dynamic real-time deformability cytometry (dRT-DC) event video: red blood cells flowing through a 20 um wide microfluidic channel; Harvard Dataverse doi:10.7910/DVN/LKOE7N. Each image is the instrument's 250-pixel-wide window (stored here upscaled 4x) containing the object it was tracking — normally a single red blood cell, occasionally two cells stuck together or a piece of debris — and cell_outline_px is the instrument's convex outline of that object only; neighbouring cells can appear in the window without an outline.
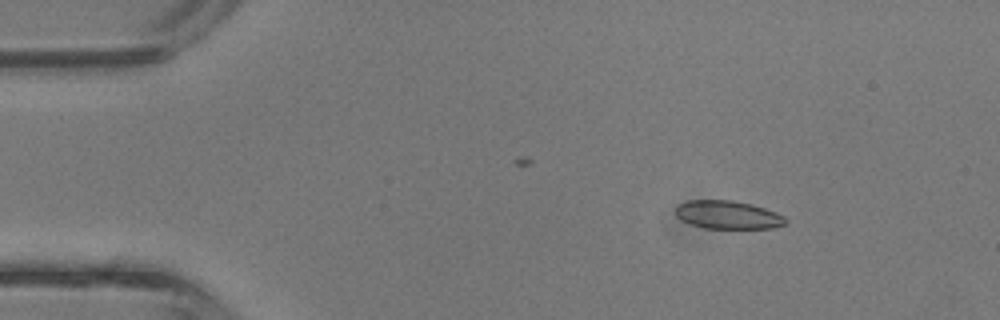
{"species": "common noctule bat (a hibernating species)", "species_latin": "Nyctalus noctula", "temperature_condition": "room temperature", "stored_images_in_passage": 33, "camera_frame_rate_fps": 3000, "um_per_image_px": 0.085, "animal": {"sex": "male", "body_mass_g": 13.3}, "frame": {"image": 1, "passage_image": 5, "time_ms": 1.333, "image_size_px": [1000, 320], "cell_outline_px": [[788, 220], [784, 224], [772, 228], [704, 228], [688, 224], [680, 220], [676, 216], [676, 204], [688, 200], [732, 200], [752, 204], [776, 212], [784, 216]], "centroid_in_image_um": [61.82, 18.26], "position_along_channel_um": 23.2, "area_um2": 18.26}}
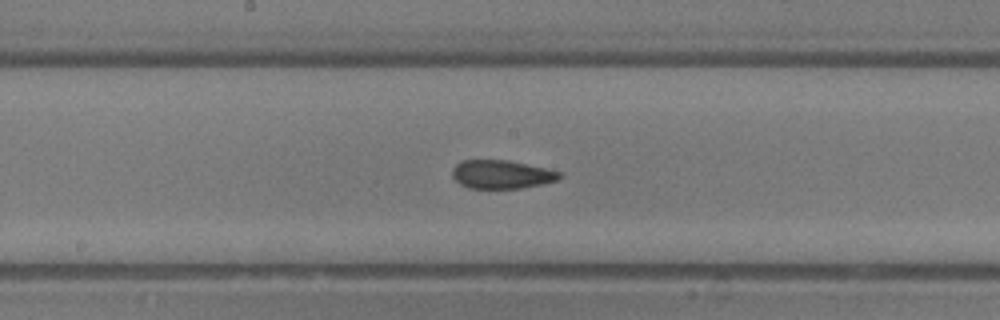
{"frame": {"image": 2, "passage_image": 21, "time_ms": 6.667, "image_size_px": [1000, 320], "cell_outline_px": [[560, 176], [556, 180], [544, 184], [520, 188], [468, 188], [460, 184], [452, 176], [452, 168], [460, 160], [508, 160], [544, 168], [560, 172]], "centroid_in_image_um": [42.58, 14.82], "position_along_channel_um": 205.6, "area_um2": 17.69}}
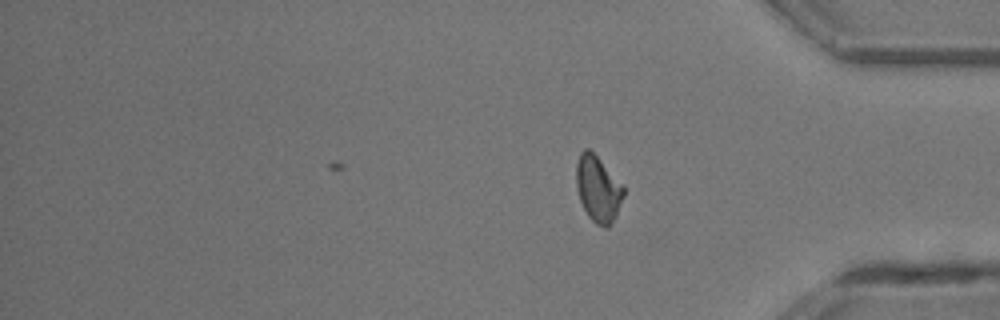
{"frame": {"image": 3, "passage_image": 33, "time_ms": 10.667, "image_size_px": [1000, 320], "cell_outline_px": [[624, 196], [616, 216], [608, 228], [604, 228], [596, 224], [588, 216], [580, 200], [576, 184], [576, 164], [580, 152], [584, 148], [588, 148], [624, 184]], "centroid_in_image_um": [50.85, 16.06], "position_along_channel_um": 384.4, "area_um2": 18.32}, "authors_computed_cell_mechanics": {"area_um2": 18.1492, "velocity_mm_per_s": 4.8289, "shape_relaxation_time_tau1_ms": null, "shape_relaxation_time_tau2_ms": 1.3299, "deformation_change_tau1": null, "deformation_change_tau2": 0.0691}}